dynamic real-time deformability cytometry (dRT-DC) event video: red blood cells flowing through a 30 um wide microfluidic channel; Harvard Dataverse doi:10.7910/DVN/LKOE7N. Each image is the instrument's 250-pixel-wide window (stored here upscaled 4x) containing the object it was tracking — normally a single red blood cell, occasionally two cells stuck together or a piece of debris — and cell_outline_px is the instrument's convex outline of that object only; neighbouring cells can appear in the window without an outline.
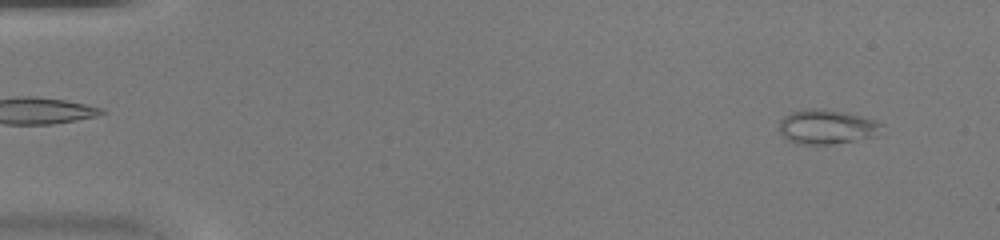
{"species": "common noctule bat (a hibernating species)", "species_latin": "Nyctalus noctula", "temperature_condition": "warm", "stored_images_in_passage": 45, "camera_frame_rate_fps": 3000, "um_per_image_px": 0.085, "animal": {"sex": "female", "body_mass_g": 20.0, "forearm_length_mm": 54.0}, "frame": {"image": 1, "passage_image": 3, "time_ms": 0.667, "image_size_px": [1000, 240], "cell_outline_px": [[884, 124], [880, 136], [832, 144], [796, 144], [788, 140], [780, 132], [780, 120], [784, 116], [792, 112], [804, 108], [824, 108], [844, 112], [876, 120]], "centroid_in_image_um": [70.32, 10.78], "position_along_channel_um": 14.7, "area_um2": 20.92}}
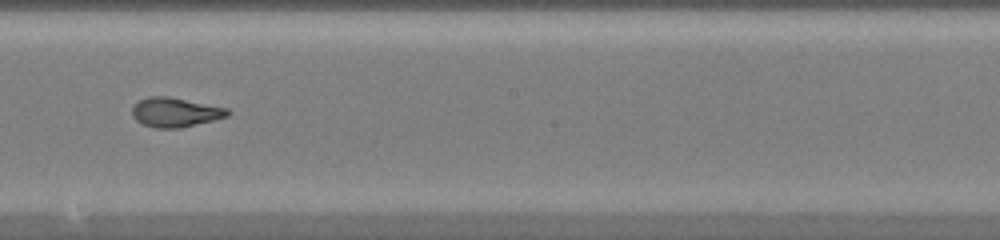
{"frame": {"image": 2, "passage_image": 26, "time_ms": 8.333, "image_size_px": [1000, 240], "cell_outline_px": [[232, 112], [228, 116], [180, 128], [156, 128], [144, 124], [136, 120], [132, 116], [132, 108], [140, 100], [148, 96], [168, 96], [228, 108]], "centroid_in_image_um": [14.9, 9.54], "position_along_channel_um": 233.3, "area_um2": 16.24}}
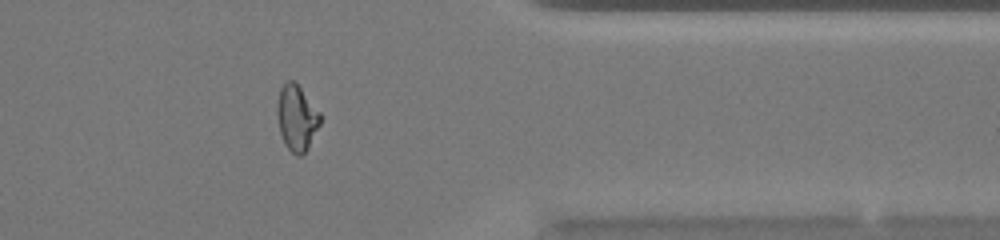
{"frame": {"image": 3, "passage_image": 37, "time_ms": 12.0, "image_size_px": [1000, 240], "cell_outline_px": [[320, 124], [308, 148], [300, 156], [296, 156], [284, 144], [280, 132], [276, 112], [276, 104], [280, 88], [288, 80], [292, 80], [300, 88], [320, 112]], "centroid_in_image_um": [25.2, 10.03], "position_along_channel_um": 386.2, "area_um2": 16.36}}